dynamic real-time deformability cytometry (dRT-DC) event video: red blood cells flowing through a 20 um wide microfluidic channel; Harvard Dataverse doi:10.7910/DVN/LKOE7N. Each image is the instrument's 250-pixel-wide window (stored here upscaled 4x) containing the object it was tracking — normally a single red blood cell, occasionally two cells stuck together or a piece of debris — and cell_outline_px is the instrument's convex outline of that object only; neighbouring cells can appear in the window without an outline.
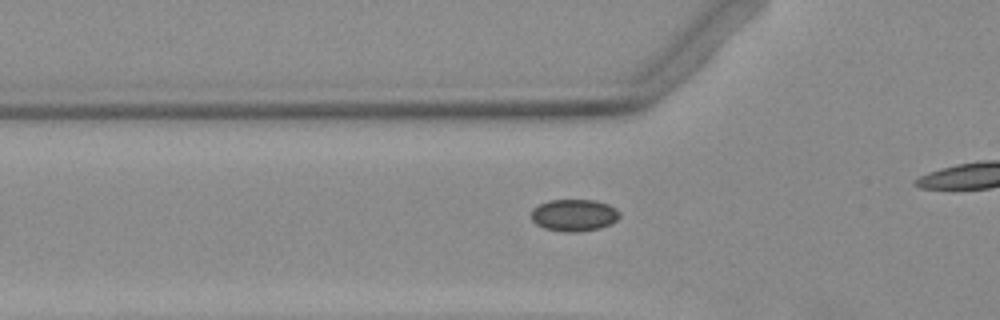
{"species": "Egyptian fruit bat (a non-hibernating species)", "species_latin": "Rousettus aegyptiacus", "temperature_condition": "warm", "stored_images_in_passage": 35, "camera_frame_rate_fps": 3000, "um_per_image_px": 0.085, "animal": {"sex": "female"}, "frame": {"image": 1, "passage_image": 10, "time_ms": 3.0, "image_size_px": [1000, 320], "cell_outline_px": [[620, 216], [616, 220], [600, 228], [576, 232], [564, 232], [544, 228], [536, 224], [532, 220], [532, 208], [548, 200], [596, 200], [608, 204], [616, 208], [620, 212]], "centroid_in_image_um": [48.79, 18.28], "position_along_channel_um": 77.0, "area_um2": 16.47}}
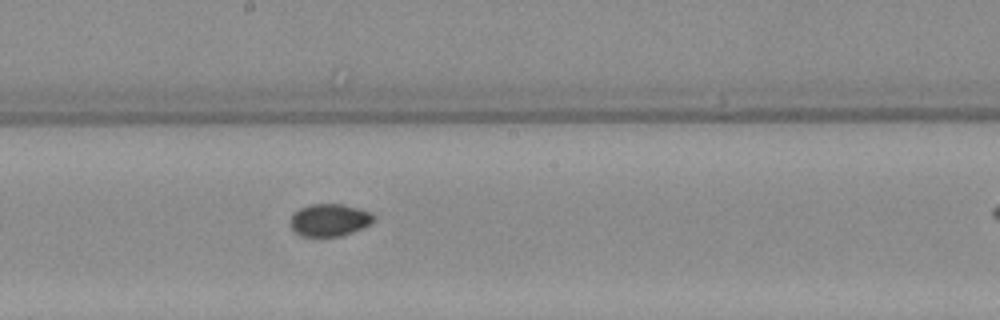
{"frame": {"image": 2, "passage_image": 21, "time_ms": 6.667, "image_size_px": [1000, 320], "cell_outline_px": [[376, 220], [352, 232], [340, 236], [300, 236], [288, 224], [292, 216], [300, 208], [312, 204], [340, 204], [360, 208], [372, 212], [376, 216]], "centroid_in_image_um": [28.02, 18.69], "position_along_channel_um": 220.2, "area_um2": 15.72}}
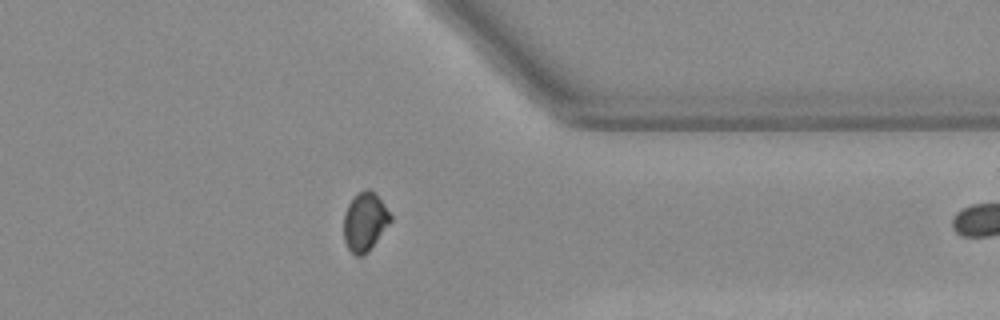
{"frame": {"image": 3, "passage_image": 34, "time_ms": 11.0, "image_size_px": [1000, 320], "cell_outline_px": [[392, 220], [368, 252], [360, 256], [356, 256], [348, 248], [344, 240], [344, 216], [348, 204], [364, 188], [368, 188], [384, 204], [392, 216]], "centroid_in_image_um": [31.02, 18.87], "position_along_channel_um": 380.4, "area_um2": 15.66}}